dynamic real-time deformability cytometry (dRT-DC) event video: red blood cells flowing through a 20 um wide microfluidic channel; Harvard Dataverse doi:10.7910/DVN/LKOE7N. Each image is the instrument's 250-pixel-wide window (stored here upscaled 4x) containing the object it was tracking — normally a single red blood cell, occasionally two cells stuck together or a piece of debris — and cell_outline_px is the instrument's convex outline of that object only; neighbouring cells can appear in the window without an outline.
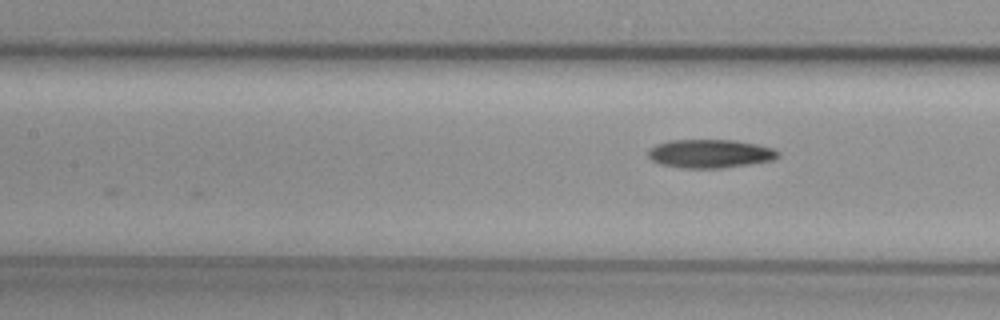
{"species": "common noctule bat (a hibernating species)", "species_latin": "Nyctalus noctula", "temperature_condition": "cold", "stored_images_in_passage": 6, "camera_frame_rate_fps": 3000, "um_per_image_px": 0.085, "animal": {"sex": "female", "body_mass_g": 29.2, "forearm_length_mm": 56.3}, "frame": {"image": 1, "passage_image": 4, "time_ms": 3.667, "image_size_px": [1000, 320], "cell_outline_px": [[780, 156], [772, 160], [748, 164], [720, 168], [684, 168], [660, 164], [652, 160], [648, 156], [648, 148], [656, 144], [668, 140], [736, 140], [756, 144], [772, 148], [780, 152]], "centroid_in_image_um": [60.33, 13.05], "position_along_channel_um": 147.1, "area_um2": 21.62}}